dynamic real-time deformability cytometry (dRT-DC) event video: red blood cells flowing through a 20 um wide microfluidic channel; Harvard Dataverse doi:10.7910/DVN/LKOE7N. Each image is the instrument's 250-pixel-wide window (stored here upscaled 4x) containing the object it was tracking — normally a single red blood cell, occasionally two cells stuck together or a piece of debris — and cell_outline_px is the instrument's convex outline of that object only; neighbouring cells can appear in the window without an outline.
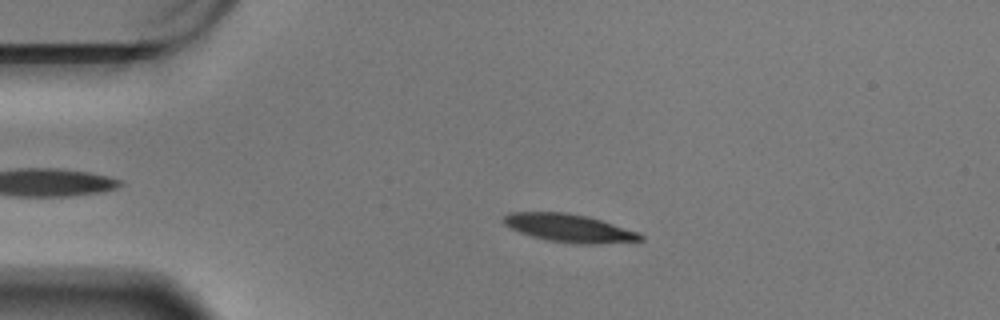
{"species": "Egyptian fruit bat (a non-hibernating species)", "species_latin": "Rousettus aegyptiacus", "temperature_condition": "warm", "stored_images_in_passage": 50, "camera_frame_rate_fps": 3000, "um_per_image_px": 0.085, "animal": {"sex": "male"}, "frame": {"image": 1, "passage_image": 12, "time_ms": 3.667, "image_size_px": [1000, 320], "cell_outline_px": [[644, 240], [600, 244], [572, 244], [548, 240], [532, 236], [520, 232], [504, 224], [500, 220], [508, 212], [564, 212], [588, 216], [640, 232], [644, 236]], "centroid_in_image_um": [48.4, 19.39], "position_along_channel_um": 36.6, "area_um2": 22.54}}
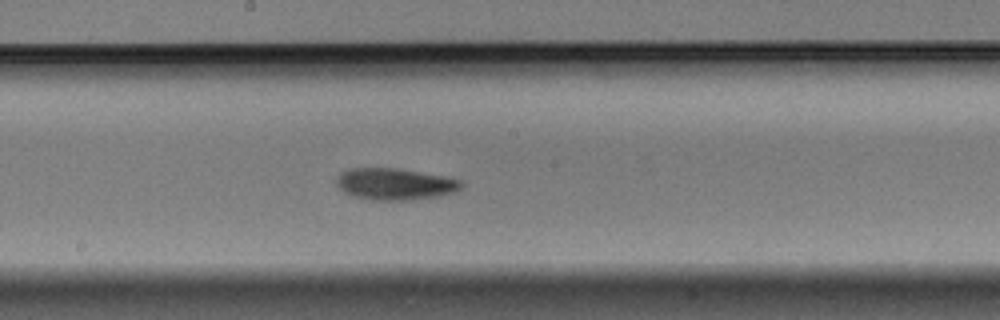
{"frame": {"image": 2, "passage_image": 31, "time_ms": 10.0, "image_size_px": [1000, 320], "cell_outline_px": [[464, 184], [460, 188], [452, 192], [440, 196], [408, 200], [372, 200], [352, 196], [344, 192], [336, 184], [336, 176], [340, 172], [348, 168], [396, 168], [448, 176], [460, 180]], "centroid_in_image_um": [33.54, 15.63], "position_along_channel_um": 214.7, "area_um2": 23.24}}
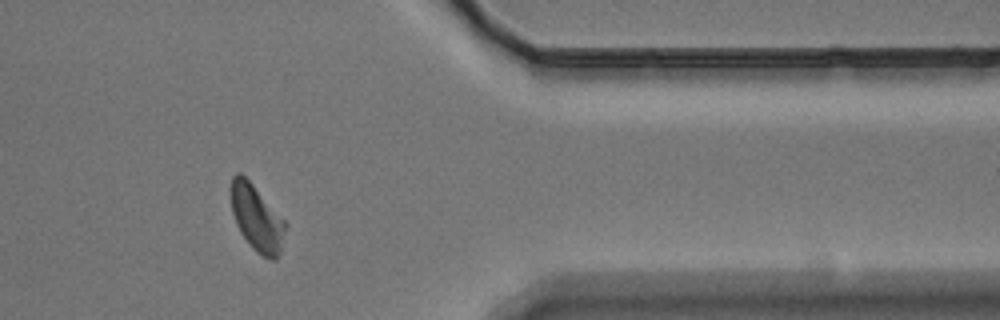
{"frame": {"image": 3, "passage_image": 48, "time_ms": 15.667, "image_size_px": [1000, 320], "cell_outline_px": [[288, 224], [280, 252], [276, 260], [272, 260], [256, 252], [252, 248], [240, 232], [236, 224], [232, 212], [232, 176], [236, 172], [240, 172], [252, 184]], "centroid_in_image_um": [21.85, 18.57], "position_along_channel_um": 389.6, "area_um2": 20.69}, "authors_computed_cell_mechanics": {"area_um2": 21.964, "velocity_mm_per_s": 3.4052, "shape_relaxation_time_tau1_ms": 3.6022, "shape_relaxation_time_tau2_ms": 5.378, "deformation_change_tau1": 0.1519, "deformation_change_tau2": 0.1074}}